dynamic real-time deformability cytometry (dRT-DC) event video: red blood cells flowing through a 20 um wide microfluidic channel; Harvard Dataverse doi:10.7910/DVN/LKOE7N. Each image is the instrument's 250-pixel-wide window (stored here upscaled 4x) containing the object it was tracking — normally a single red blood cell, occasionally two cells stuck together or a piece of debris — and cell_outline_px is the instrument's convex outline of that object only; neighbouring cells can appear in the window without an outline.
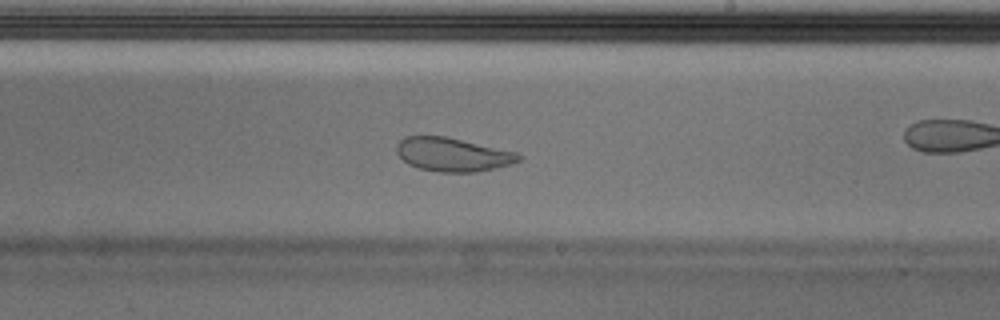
{"species": "Egyptian fruit bat (a non-hibernating species)", "species_latin": "Rousettus aegyptiacus", "temperature_condition": "cold", "stored_images_in_passage": 42, "camera_frame_rate_fps": 3000, "um_per_image_px": 0.085, "animal": {"sex": "male"}, "frame": {"image": 1, "passage_image": 19, "time_ms": 6.0, "image_size_px": [1000, 320], "cell_outline_px": [[524, 156], [520, 160], [512, 164], [476, 172], [440, 172], [416, 168], [408, 164], [396, 152], [396, 144], [404, 136], [444, 136], [516, 152]], "centroid_in_image_um": [38.46, 13.14], "position_along_channel_um": 250.5, "area_um2": 23.93}}
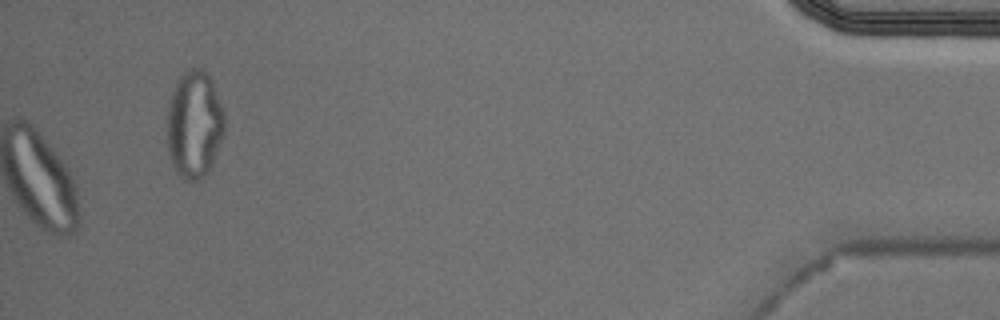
{"frame": {"image": 2, "passage_image": 42, "time_ms": 13.667, "image_size_px": [1000, 320], "cell_outline_px": [[224, 136], [212, 164], [208, 172], [200, 180], [184, 180], [176, 172], [172, 164], [168, 152], [168, 104], [172, 92], [180, 76], [184, 72], [192, 68], [200, 68], [212, 80], [224, 112]], "centroid_in_image_um": [16.53, 10.61], "position_along_channel_um": 418.7, "area_um2": 35.89}, "authors_computed_cell_mechanics": {"area_um2": 26.588, "velocity_mm_per_s": 3.6568, "shape_relaxation_time_tau1_ms": null, "shape_relaxation_time_tau2_ms": 0.9738, "deformation_change_tau1": null, "deformation_change_tau2": 0.0701}}